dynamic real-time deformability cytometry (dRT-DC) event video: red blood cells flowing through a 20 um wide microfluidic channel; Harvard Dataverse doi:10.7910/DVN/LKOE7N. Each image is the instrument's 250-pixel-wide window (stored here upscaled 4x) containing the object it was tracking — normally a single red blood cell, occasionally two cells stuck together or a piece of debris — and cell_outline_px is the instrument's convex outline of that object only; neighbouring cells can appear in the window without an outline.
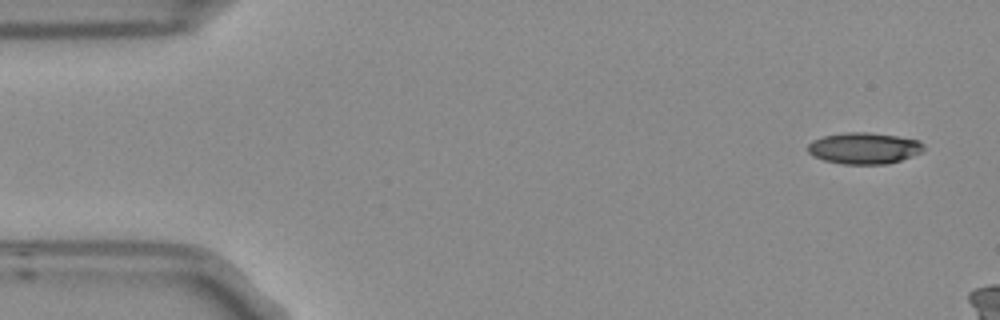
{"species": "Egyptian fruit bat (a non-hibernating species)", "species_latin": "Rousettus aegyptiacus", "temperature_condition": "room temperature", "stored_images_in_passage": 3, "camera_frame_rate_fps": 3000, "um_per_image_px": 0.085, "frame": {"image": 1, "passage_image": 1, "time_ms": 0.0, "image_size_px": [1000, 320], "cell_outline_px": [[924, 148], [920, 152], [912, 156], [888, 164], [844, 164], [824, 160], [812, 156], [808, 152], [808, 144], [812, 140], [824, 136], [844, 132], [868, 132], [896, 136], [920, 140], [924, 144]], "centroid_in_image_um": [73.43, 12.59], "position_along_channel_um": 11.6, "area_um2": 21.21}}